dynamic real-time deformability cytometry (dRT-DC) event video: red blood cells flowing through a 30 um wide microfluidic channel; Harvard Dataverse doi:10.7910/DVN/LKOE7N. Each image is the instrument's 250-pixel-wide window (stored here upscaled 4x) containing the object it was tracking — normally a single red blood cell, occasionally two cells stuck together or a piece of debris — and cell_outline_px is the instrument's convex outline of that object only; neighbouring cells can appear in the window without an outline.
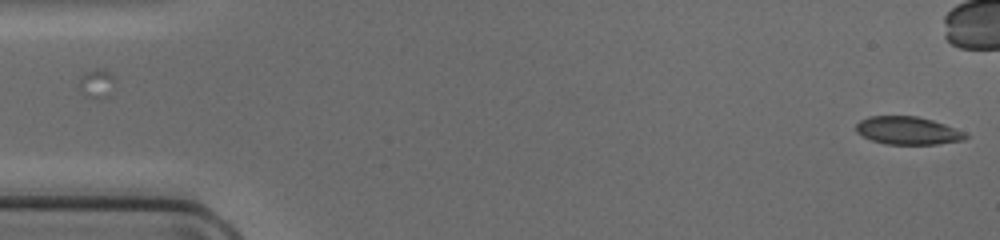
{"species": "common noctule bat (a hibernating species)", "species_latin": "Nyctalus noctula", "temperature_condition": "cold", "stored_images_in_passage": 49, "camera_frame_rate_fps": 3000, "um_per_image_px": 0.085, "animal": {"sex": "female", "body_mass_g": 17.0, "forearm_length_mm": 48.0}, "frame": {"image": 1, "passage_image": 1, "time_ms": 0.0, "image_size_px": [1000, 240], "cell_outline_px": [[968, 136], [964, 140], [936, 144], [884, 144], [872, 140], [856, 132], [856, 124], [860, 120], [868, 116], [916, 116], [932, 120], [944, 124], [964, 132]], "centroid_in_image_um": [77.14, 11.1], "position_along_channel_um": 7.9, "area_um2": 17.69}}
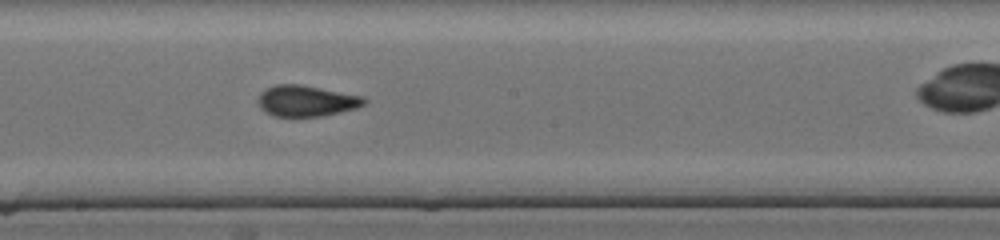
{"frame": {"image": 2, "passage_image": 26, "time_ms": 8.333, "image_size_px": [1000, 240], "cell_outline_px": [[368, 100], [364, 104], [356, 108], [324, 116], [272, 116], [264, 112], [260, 108], [256, 100], [260, 92], [276, 84], [300, 84], [364, 96]], "centroid_in_image_um": [26.02, 8.57], "position_along_channel_um": 222.2, "area_um2": 19.36}}
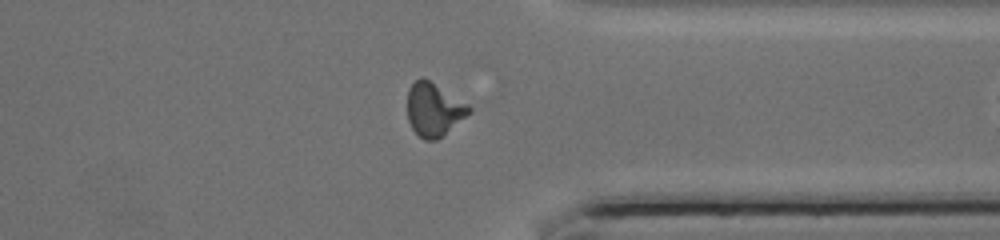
{"frame": {"image": 3, "passage_image": 37, "time_ms": 12.0, "image_size_px": [1000, 240], "cell_outline_px": [[472, 112], [444, 136], [436, 140], [424, 140], [412, 128], [408, 120], [408, 88], [420, 76], [424, 76], [468, 104], [472, 108]], "centroid_in_image_um": [36.9, 9.3], "position_along_channel_um": 374.5, "area_um2": 19.42}}